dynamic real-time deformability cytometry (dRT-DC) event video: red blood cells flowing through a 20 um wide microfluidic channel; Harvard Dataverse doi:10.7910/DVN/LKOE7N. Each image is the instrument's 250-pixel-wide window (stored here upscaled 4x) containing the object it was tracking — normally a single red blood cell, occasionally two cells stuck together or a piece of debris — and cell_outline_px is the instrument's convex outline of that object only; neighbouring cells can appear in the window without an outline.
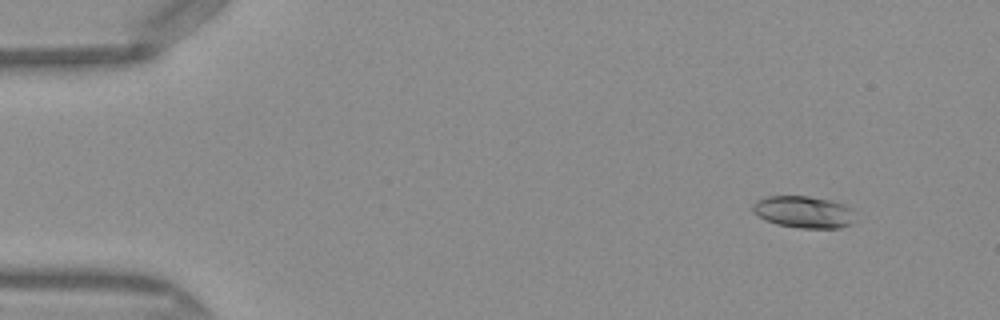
{"species": "Egyptian fruit bat (a non-hibernating species)", "species_latin": "Rousettus aegyptiacus", "temperature_condition": "warm", "stored_images_in_passage": 50, "camera_frame_rate_fps": 3000, "um_per_image_px": 0.085, "frame": {"image": 1, "passage_image": 5, "time_ms": 1.333, "image_size_px": [1000, 320], "cell_outline_px": [[852, 224], [840, 228], [800, 228], [776, 224], [764, 220], [752, 208], [752, 204], [756, 200], [764, 196], [808, 196], [832, 200], [844, 204], [852, 208]], "centroid_in_image_um": [68.3, 18.01], "position_along_channel_um": 16.7, "area_um2": 19.13}}
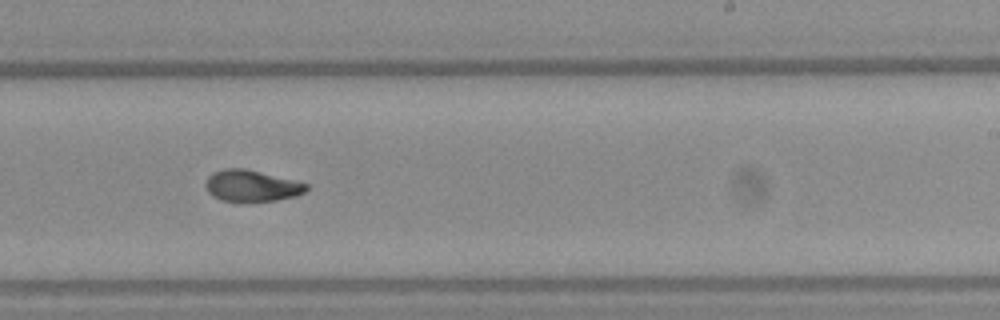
{"frame": {"image": 2, "passage_image": 31, "time_ms": 10.0, "image_size_px": [1000, 320], "cell_outline_px": [[308, 188], [304, 192], [296, 196], [276, 200], [220, 200], [212, 196], [208, 192], [204, 184], [208, 176], [212, 172], [224, 168], [244, 168], [308, 184]], "centroid_in_image_um": [21.34, 15.77], "position_along_channel_um": 267.7, "area_um2": 18.09}}
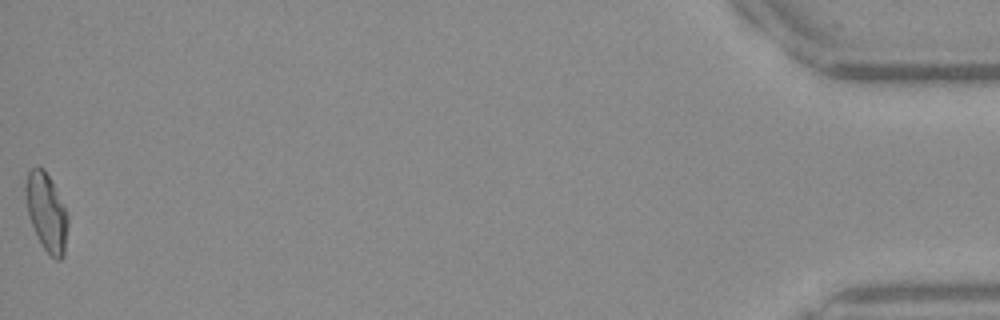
{"frame": {"image": 3, "passage_image": 50, "time_ms": 16.333, "image_size_px": [1000, 320], "cell_outline_px": [[68, 224], [64, 256], [60, 260], [56, 260], [44, 248], [32, 224], [28, 212], [24, 192], [24, 184], [28, 172], [36, 164], [44, 168], [68, 216]], "centroid_in_image_um": [3.93, 18.01], "position_along_channel_um": 431.3, "area_um2": 18.79}, "authors_computed_cell_mechanics": {"area_um2": 18.9006, "velocity_mm_per_s": 4.1102, "shape_relaxation_time_tau1_ms": 6.5619, "shape_relaxation_time_tau2_ms": 3.3267, "deformation_change_tau1": 0.2205, "deformation_change_tau2": 0.0667}}